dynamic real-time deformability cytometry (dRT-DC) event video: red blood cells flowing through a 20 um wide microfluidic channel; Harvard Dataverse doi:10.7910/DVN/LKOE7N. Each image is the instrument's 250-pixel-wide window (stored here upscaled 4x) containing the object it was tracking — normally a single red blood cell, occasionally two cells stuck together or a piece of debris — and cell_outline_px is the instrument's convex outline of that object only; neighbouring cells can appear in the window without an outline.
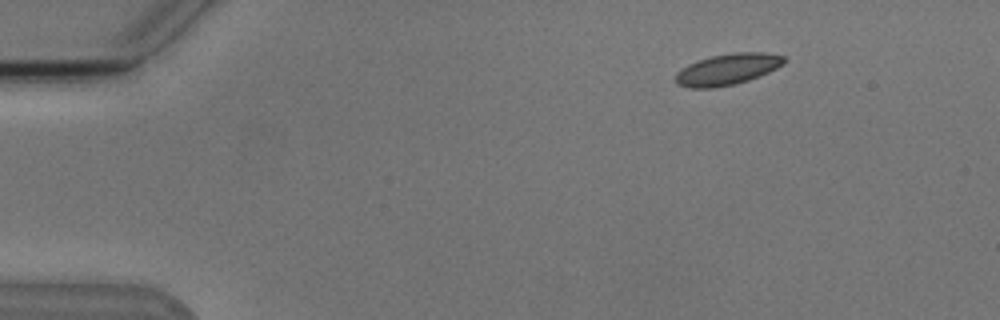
{"species": "Egyptian fruit bat (a non-hibernating species)", "species_latin": "Rousettus aegyptiacus", "temperature_condition": "cold", "stored_images_in_passage": 8, "camera_frame_rate_fps": 3000, "um_per_image_px": 0.085, "animal": {"sex": "male"}, "frame": {"image": 1, "passage_image": 1, "time_ms": 0.0, "image_size_px": [1000, 320], "cell_outline_px": [[788, 60], [784, 64], [760, 76], [748, 80], [732, 84], [712, 88], [688, 88], [676, 84], [676, 72], [680, 68], [696, 60], [712, 56], [732, 52], [764, 52], [784, 56]], "centroid_in_image_um": [61.82, 5.88], "position_along_channel_um": 23.2, "area_um2": 19.88}}
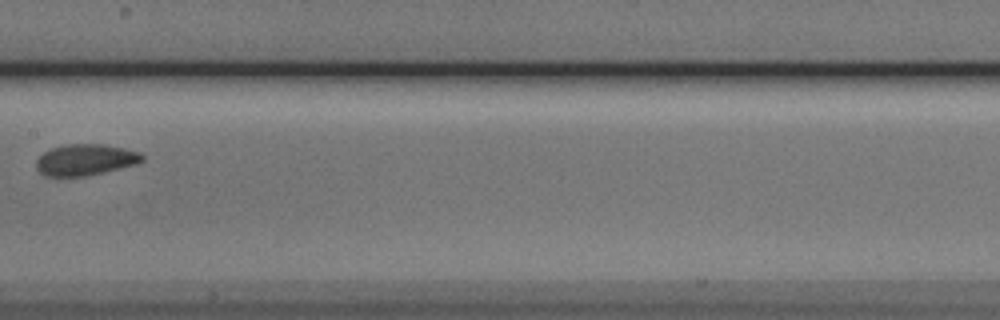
{"frame": {"image": 2, "passage_image": 7, "time_ms": 7.0, "image_size_px": [1000, 320], "cell_outline_px": [[144, 160], [136, 164], [104, 172], [84, 176], [44, 176], [36, 168], [36, 160], [44, 152], [52, 148], [68, 144], [104, 144], [124, 148], [140, 152], [144, 156]], "centroid_in_image_um": [7.27, 13.58], "position_along_channel_um": 200.1, "area_um2": 19.25}}
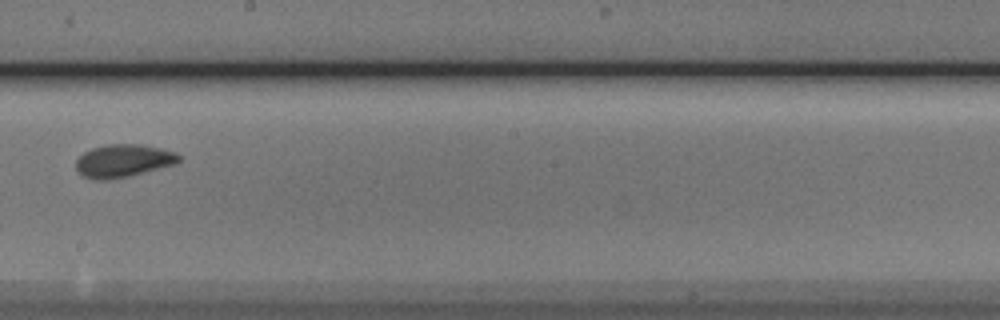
{"frame": {"image": 3, "passage_image": 8, "time_ms": 8.0, "image_size_px": [1000, 320], "cell_outline_px": [[180, 160], [176, 164], [132, 176], [108, 180], [92, 180], [80, 176], [76, 168], [76, 160], [84, 152], [92, 148], [108, 144], [144, 144], [176, 152], [180, 156]], "centroid_in_image_um": [10.47, 13.68], "position_along_channel_um": 237.7, "area_um2": 20.11}}